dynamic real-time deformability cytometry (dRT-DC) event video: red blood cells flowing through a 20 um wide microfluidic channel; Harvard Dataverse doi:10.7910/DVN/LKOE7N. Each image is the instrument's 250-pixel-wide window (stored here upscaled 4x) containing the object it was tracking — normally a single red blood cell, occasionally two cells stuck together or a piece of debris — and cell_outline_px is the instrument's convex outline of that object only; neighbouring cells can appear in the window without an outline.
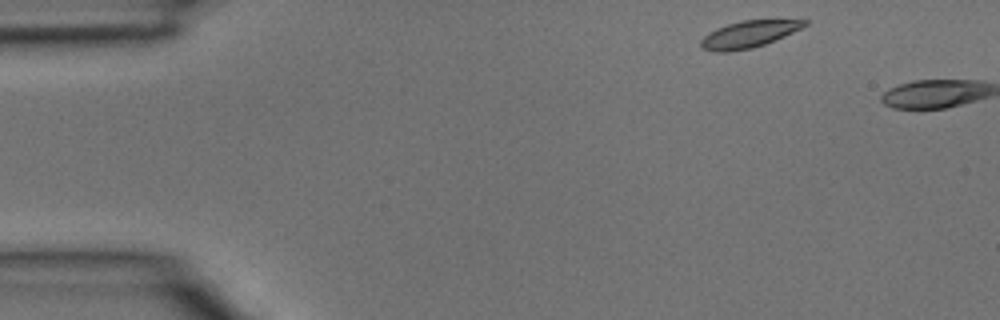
{"species": "common noctule bat (a hibernating species)", "species_latin": "Nyctalus noctula", "temperature_condition": "room temperature", "stored_images_in_passage": 4, "camera_frame_rate_fps": 3000, "um_per_image_px": 0.085, "animal": {"sex": "male", "body_mass_g": 15.6}, "frame": {"image": 1, "passage_image": 1, "time_ms": 0.0, "image_size_px": [1000, 320], "cell_outline_px": [[808, 24], [792, 32], [764, 44], [752, 48], [728, 52], [716, 52], [700, 48], [700, 40], [708, 32], [716, 28], [728, 24], [744, 20], [808, 20]], "centroid_in_image_um": [63.57, 2.92], "position_along_channel_um": 21.4, "area_um2": 16.01}}
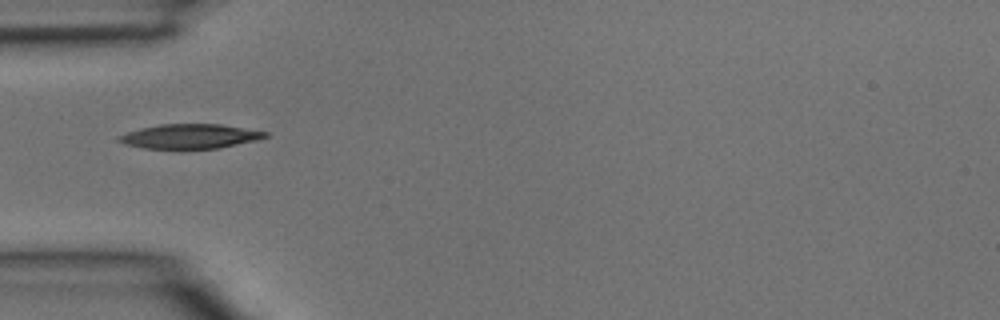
{"frame": {"image": 2, "passage_image": 4, "time_ms": 1.0, "image_size_px": [1000, 320], "cell_outline_px": [[268, 136], [260, 140], [220, 148], [180, 152], [144, 148], [124, 144], [116, 140], [116, 136], [140, 128], [160, 124], [220, 124], [268, 132]], "centroid_in_image_um": [16.12, 11.64], "position_along_channel_um": 68.9, "area_um2": 22.02}}